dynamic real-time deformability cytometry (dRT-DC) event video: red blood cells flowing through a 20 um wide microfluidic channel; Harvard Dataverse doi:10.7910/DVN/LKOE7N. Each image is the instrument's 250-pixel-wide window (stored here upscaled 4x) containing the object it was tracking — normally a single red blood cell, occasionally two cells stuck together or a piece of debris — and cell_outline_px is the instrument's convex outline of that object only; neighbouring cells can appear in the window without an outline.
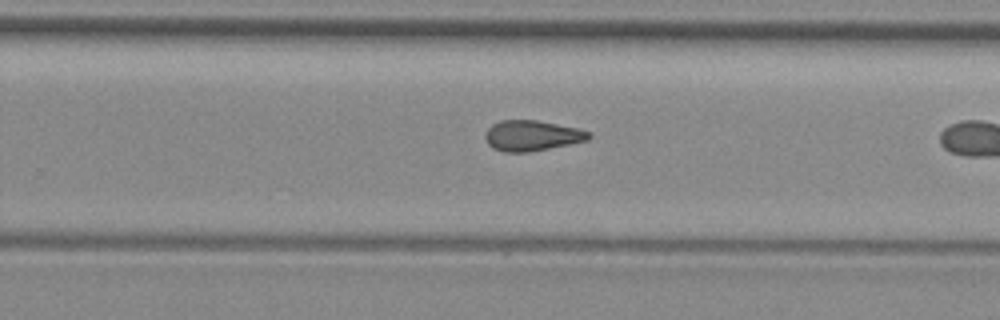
{"species": "common noctule bat (a hibernating species)", "species_latin": "Nyctalus noctula", "temperature_condition": "room temperature", "stored_images_in_passage": 26, "camera_frame_rate_fps": 3000, "um_per_image_px": 0.085, "animal": {"sex": "female", "body_mass_g": 29.2, "forearm_length_mm": 56.3}, "frame": {"image": 1, "passage_image": 19, "time_ms": 6.0, "image_size_px": [1000, 320], "cell_outline_px": [[592, 136], [588, 140], [528, 152], [504, 152], [492, 148], [488, 144], [484, 136], [488, 128], [492, 124], [500, 120], [536, 120], [576, 128], [592, 132]], "centroid_in_image_um": [45.19, 11.52], "position_along_channel_um": 284.6, "area_um2": 18.32}}
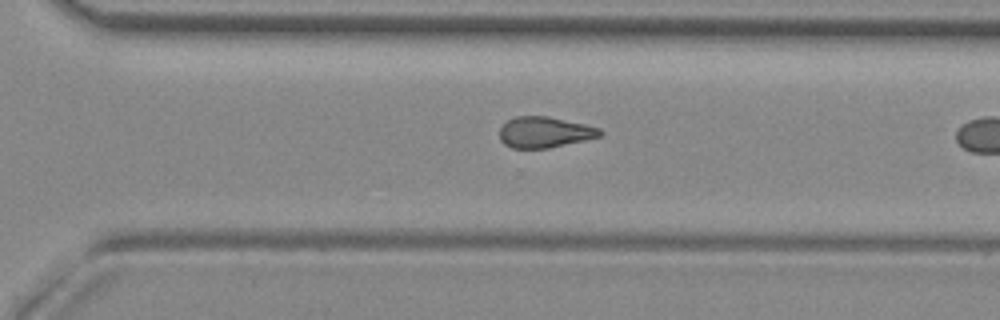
{"frame": {"image": 2, "passage_image": 22, "time_ms": 7.0, "image_size_px": [1000, 320], "cell_outline_px": [[604, 132], [600, 136], [584, 140], [548, 148], [512, 148], [504, 144], [500, 140], [500, 128], [508, 120], [516, 116], [548, 116], [584, 124], [600, 128]], "centroid_in_image_um": [46.28, 11.23], "position_along_channel_um": 324.3, "area_um2": 17.98}}